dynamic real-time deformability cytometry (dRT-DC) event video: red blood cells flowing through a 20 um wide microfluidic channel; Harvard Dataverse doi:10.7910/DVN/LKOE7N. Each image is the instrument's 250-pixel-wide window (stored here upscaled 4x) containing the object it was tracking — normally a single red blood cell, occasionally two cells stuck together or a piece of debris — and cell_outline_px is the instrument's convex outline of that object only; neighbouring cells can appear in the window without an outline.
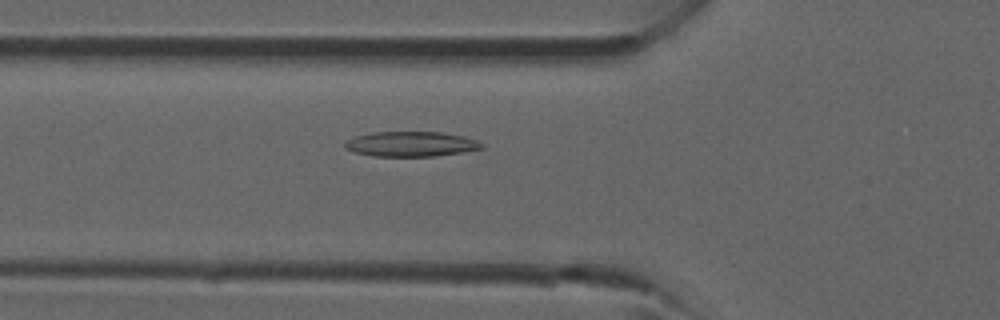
{"species": "common noctule bat (a hibernating species)", "species_latin": "Nyctalus noctula", "temperature_condition": "room temperature", "stored_images_in_passage": 32, "camera_frame_rate_fps": 3000, "um_per_image_px": 0.085, "animal": {"sex": "male", "forearm_length_mm": 52.5}, "frame": {"image": 1, "passage_image": 6, "time_ms": 1.667, "image_size_px": [1000, 320], "cell_outline_px": [[484, 148], [436, 156], [372, 156], [356, 152], [344, 148], [344, 140], [356, 136], [372, 132], [440, 132], [464, 136], [476, 140], [484, 144]], "centroid_in_image_um": [34.91, 12.24], "position_along_channel_um": 90.9, "area_um2": 19.94}}
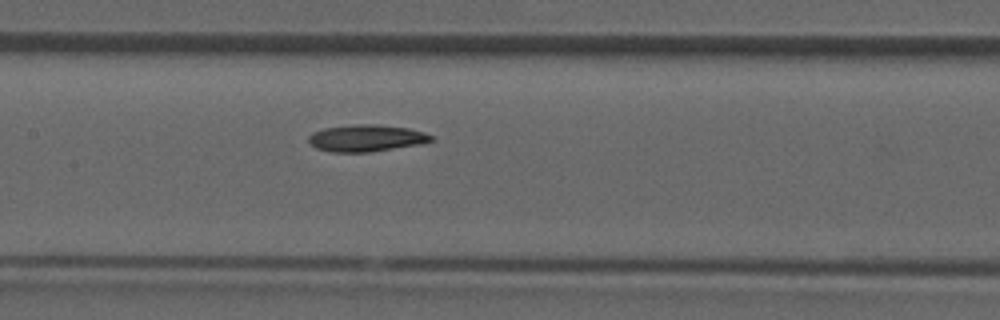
{"frame": {"image": 2, "passage_image": 11, "time_ms": 3.333, "image_size_px": [1000, 320], "cell_outline_px": [[436, 140], [420, 144], [372, 152], [332, 152], [316, 148], [308, 140], [308, 136], [312, 132], [324, 128], [356, 124], [376, 124], [408, 128], [424, 132], [432, 136]], "centroid_in_image_um": [31.15, 11.74], "position_along_channel_um": 176.3, "area_um2": 19.25}}
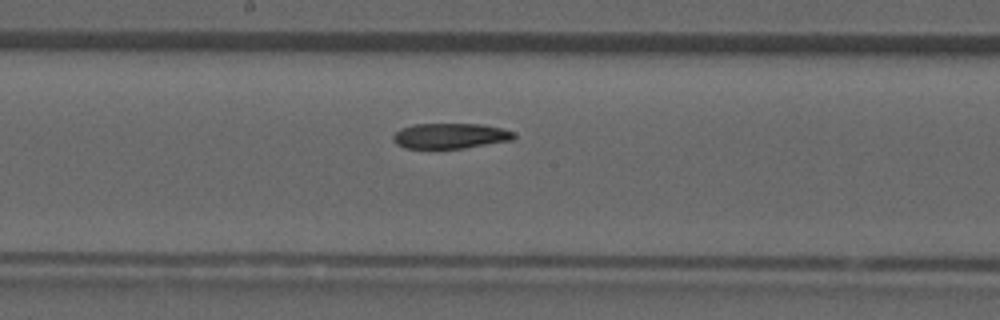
{"frame": {"image": 3, "passage_image": 13, "time_ms": 4.0, "image_size_px": [1000, 320], "cell_outline_px": [[516, 136], [512, 140], [464, 148], [404, 148], [396, 144], [392, 140], [392, 136], [400, 128], [412, 124], [484, 124], [504, 128], [512, 132]], "centroid_in_image_um": [38.25, 11.54], "position_along_channel_um": 209.9, "area_um2": 17.98}}